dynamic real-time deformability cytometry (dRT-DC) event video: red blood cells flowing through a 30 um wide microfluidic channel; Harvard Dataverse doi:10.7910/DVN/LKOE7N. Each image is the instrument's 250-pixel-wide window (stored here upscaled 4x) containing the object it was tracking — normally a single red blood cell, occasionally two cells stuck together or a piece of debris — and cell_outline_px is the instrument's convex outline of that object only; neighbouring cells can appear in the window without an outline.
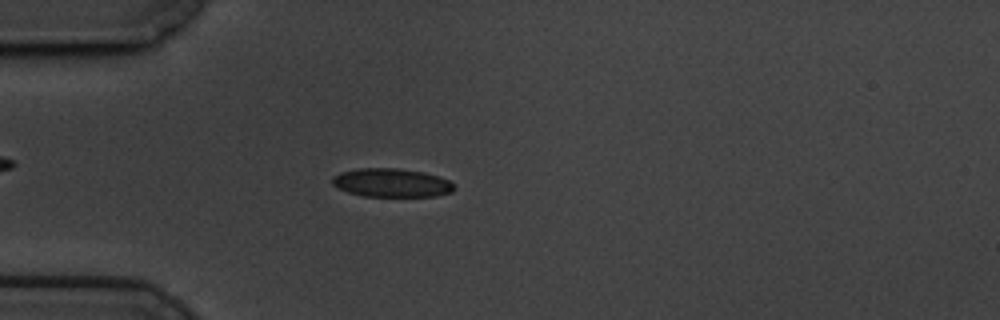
{"species": "common noctule bat (a hibernating species)", "species_latin": "Nyctalus noctula", "temperature_condition": "cold", "stored_images_in_passage": 45, "camera_frame_rate_fps": 3000, "um_per_image_px": 0.085, "animal": {"sex": "male", "body_mass_g": 19.5, "forearm_length_mm": 54.6}, "frame": {"image": 1, "passage_image": 3, "time_ms": 0.667, "image_size_px": [1000, 320], "cell_outline_px": [[456, 188], [452, 192], [436, 196], [364, 196], [348, 192], [332, 184], [332, 176], [340, 172], [356, 168], [396, 168], [424, 172], [448, 180]], "centroid_in_image_um": [33.26, 15.53], "position_along_channel_um": 51.7, "area_um2": 20.23}}
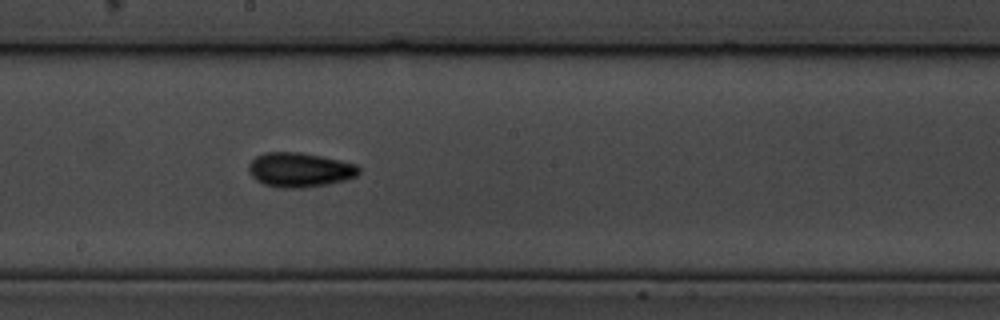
{"frame": {"image": 2, "passage_image": 19, "time_ms": 6.0, "image_size_px": [1000, 320], "cell_outline_px": [[360, 172], [356, 176], [344, 180], [328, 184], [304, 188], [276, 188], [264, 184], [256, 180], [248, 172], [248, 164], [256, 156], [264, 152], [300, 152], [340, 160], [356, 164], [360, 168]], "centroid_in_image_um": [25.45, 14.44], "position_along_channel_um": 222.8, "area_um2": 22.31}}
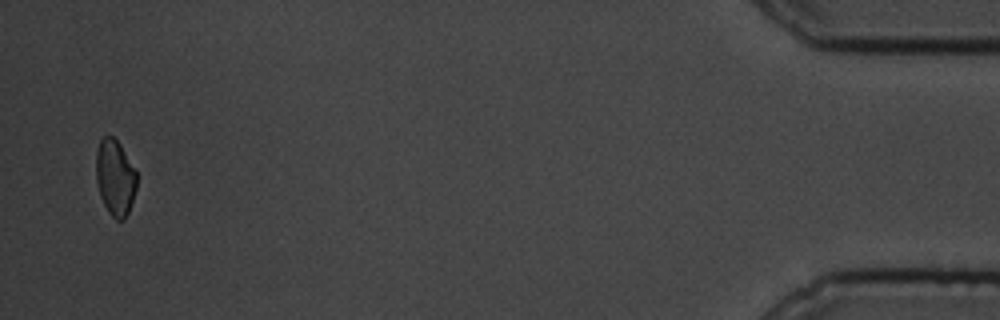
{"frame": {"image": 3, "passage_image": 44, "time_ms": 14.333, "image_size_px": [1000, 320], "cell_outline_px": [[136, 188], [128, 212], [124, 220], [116, 220], [108, 212], [100, 196], [96, 180], [96, 152], [100, 140], [104, 136], [112, 136], [120, 144], [136, 172]], "centroid_in_image_um": [9.77, 15.1], "position_along_channel_um": 425.4, "area_um2": 17.8}, "authors_computed_cell_mechanics": {"area_um2": 19.7676, "velocity_mm_per_s": 3.4116, "shape_relaxation_time_tau1_ms": 5.4216, "shape_relaxation_time_tau2_ms": 5.1679, "deformation_change_tau1": 0.1122, "deformation_change_tau2": 0.0934}}